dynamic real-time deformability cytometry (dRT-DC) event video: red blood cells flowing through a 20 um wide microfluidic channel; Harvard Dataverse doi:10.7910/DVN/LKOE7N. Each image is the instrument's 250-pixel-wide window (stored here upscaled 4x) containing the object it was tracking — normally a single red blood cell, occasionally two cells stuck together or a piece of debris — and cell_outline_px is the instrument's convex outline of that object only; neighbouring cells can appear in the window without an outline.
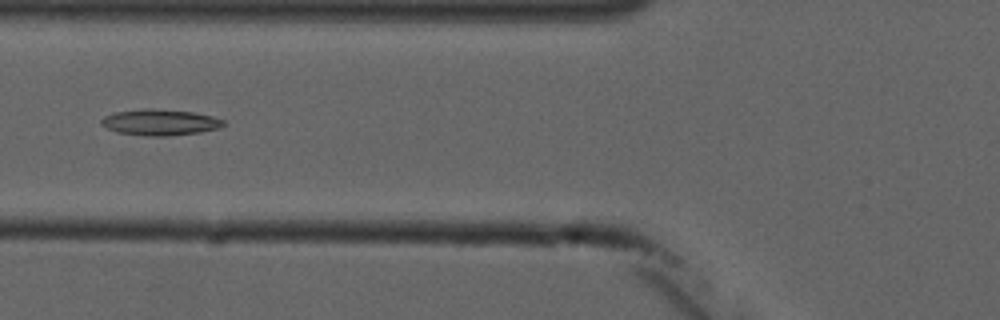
{"species": "common noctule bat (a hibernating species)", "species_latin": "Nyctalus noctula", "temperature_condition": "cold", "stored_images_in_passage": 6, "camera_frame_rate_fps": 3000, "um_per_image_px": 0.085, "animal": {"sex": "male", "forearm_length_mm": 52.5}, "frame": {"image": 1, "passage_image": 6, "time_ms": 5.667, "image_size_px": [1000, 320], "cell_outline_px": [[228, 124], [220, 128], [200, 132], [168, 136], [144, 136], [116, 132], [100, 124], [100, 120], [104, 116], [116, 112], [144, 108], [152, 108], [192, 112], [212, 116], [224, 120]], "centroid_in_image_um": [13.62, 10.4], "position_along_channel_um": 112.2, "area_um2": 18.73}}